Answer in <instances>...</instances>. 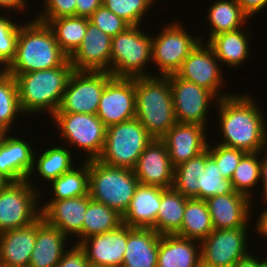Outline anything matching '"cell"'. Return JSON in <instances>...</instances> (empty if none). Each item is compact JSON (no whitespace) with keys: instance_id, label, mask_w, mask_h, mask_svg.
Wrapping results in <instances>:
<instances>
[{"instance_id":"f6af8a7d","label":"cell","mask_w":267,"mask_h":267,"mask_svg":"<svg viewBox=\"0 0 267 267\" xmlns=\"http://www.w3.org/2000/svg\"><path fill=\"white\" fill-rule=\"evenodd\" d=\"M69 249L64 253L56 267H90L85 252L76 244L67 246Z\"/></svg>"},{"instance_id":"ee69618b","label":"cell","mask_w":267,"mask_h":267,"mask_svg":"<svg viewBox=\"0 0 267 267\" xmlns=\"http://www.w3.org/2000/svg\"><path fill=\"white\" fill-rule=\"evenodd\" d=\"M44 9L34 19L47 24L51 19L75 16L76 0H44Z\"/></svg>"},{"instance_id":"3957f363","label":"cell","mask_w":267,"mask_h":267,"mask_svg":"<svg viewBox=\"0 0 267 267\" xmlns=\"http://www.w3.org/2000/svg\"><path fill=\"white\" fill-rule=\"evenodd\" d=\"M74 71L69 58L60 66L47 70L12 75L17 84L23 114L47 113L59 109L67 82Z\"/></svg>"},{"instance_id":"b9f144b4","label":"cell","mask_w":267,"mask_h":267,"mask_svg":"<svg viewBox=\"0 0 267 267\" xmlns=\"http://www.w3.org/2000/svg\"><path fill=\"white\" fill-rule=\"evenodd\" d=\"M207 149L209 150V156L215 161L221 175L230 180L241 158L246 154L242 150L223 146L219 143L211 145L209 142Z\"/></svg>"},{"instance_id":"816d5d0a","label":"cell","mask_w":267,"mask_h":267,"mask_svg":"<svg viewBox=\"0 0 267 267\" xmlns=\"http://www.w3.org/2000/svg\"><path fill=\"white\" fill-rule=\"evenodd\" d=\"M27 5L26 0H0V9L4 8V12L6 10H15L19 13V11H24Z\"/></svg>"},{"instance_id":"9a60e30c","label":"cell","mask_w":267,"mask_h":267,"mask_svg":"<svg viewBox=\"0 0 267 267\" xmlns=\"http://www.w3.org/2000/svg\"><path fill=\"white\" fill-rule=\"evenodd\" d=\"M135 78L112 77L104 88L97 117L106 127L135 118Z\"/></svg>"},{"instance_id":"52a82bcc","label":"cell","mask_w":267,"mask_h":267,"mask_svg":"<svg viewBox=\"0 0 267 267\" xmlns=\"http://www.w3.org/2000/svg\"><path fill=\"white\" fill-rule=\"evenodd\" d=\"M152 140L137 118L109 126L98 160L108 166L133 170L139 156Z\"/></svg>"},{"instance_id":"8d00e7d4","label":"cell","mask_w":267,"mask_h":267,"mask_svg":"<svg viewBox=\"0 0 267 267\" xmlns=\"http://www.w3.org/2000/svg\"><path fill=\"white\" fill-rule=\"evenodd\" d=\"M262 152L246 153L240 160L231 178L233 188L236 192L247 196L253 201L254 189L260 185V155ZM259 182V183H258Z\"/></svg>"},{"instance_id":"5b68a950","label":"cell","mask_w":267,"mask_h":267,"mask_svg":"<svg viewBox=\"0 0 267 267\" xmlns=\"http://www.w3.org/2000/svg\"><path fill=\"white\" fill-rule=\"evenodd\" d=\"M139 181L134 171L108 166L98 159L89 160V195L96 202L123 215Z\"/></svg>"},{"instance_id":"ac0fdd59","label":"cell","mask_w":267,"mask_h":267,"mask_svg":"<svg viewBox=\"0 0 267 267\" xmlns=\"http://www.w3.org/2000/svg\"><path fill=\"white\" fill-rule=\"evenodd\" d=\"M112 38L89 21L78 49L69 57L75 71H106L110 73Z\"/></svg>"},{"instance_id":"d4e9b609","label":"cell","mask_w":267,"mask_h":267,"mask_svg":"<svg viewBox=\"0 0 267 267\" xmlns=\"http://www.w3.org/2000/svg\"><path fill=\"white\" fill-rule=\"evenodd\" d=\"M163 187L140 184L122 215V224L131 228H152L156 223Z\"/></svg>"},{"instance_id":"f546056e","label":"cell","mask_w":267,"mask_h":267,"mask_svg":"<svg viewBox=\"0 0 267 267\" xmlns=\"http://www.w3.org/2000/svg\"><path fill=\"white\" fill-rule=\"evenodd\" d=\"M206 15L211 29L209 38L201 40L207 42L212 36L225 32L235 31L245 27L251 20L240 8L236 0H214Z\"/></svg>"},{"instance_id":"836d02e7","label":"cell","mask_w":267,"mask_h":267,"mask_svg":"<svg viewBox=\"0 0 267 267\" xmlns=\"http://www.w3.org/2000/svg\"><path fill=\"white\" fill-rule=\"evenodd\" d=\"M47 25L52 29L60 49L69 58L82 43L87 30L88 18L59 17L51 19Z\"/></svg>"},{"instance_id":"e575fe53","label":"cell","mask_w":267,"mask_h":267,"mask_svg":"<svg viewBox=\"0 0 267 267\" xmlns=\"http://www.w3.org/2000/svg\"><path fill=\"white\" fill-rule=\"evenodd\" d=\"M80 166L74 168L51 182L53 198L61 200L75 198L89 194V160L82 161Z\"/></svg>"},{"instance_id":"db71d44e","label":"cell","mask_w":267,"mask_h":267,"mask_svg":"<svg viewBox=\"0 0 267 267\" xmlns=\"http://www.w3.org/2000/svg\"><path fill=\"white\" fill-rule=\"evenodd\" d=\"M11 134L7 129H5L3 126L0 125V144L3 143L5 137Z\"/></svg>"},{"instance_id":"f35d334b","label":"cell","mask_w":267,"mask_h":267,"mask_svg":"<svg viewBox=\"0 0 267 267\" xmlns=\"http://www.w3.org/2000/svg\"><path fill=\"white\" fill-rule=\"evenodd\" d=\"M156 0H103V5L130 26H141ZM145 15V16H144Z\"/></svg>"},{"instance_id":"9f6ffc18","label":"cell","mask_w":267,"mask_h":267,"mask_svg":"<svg viewBox=\"0 0 267 267\" xmlns=\"http://www.w3.org/2000/svg\"><path fill=\"white\" fill-rule=\"evenodd\" d=\"M5 72V69L0 68V76Z\"/></svg>"},{"instance_id":"5bb4252c","label":"cell","mask_w":267,"mask_h":267,"mask_svg":"<svg viewBox=\"0 0 267 267\" xmlns=\"http://www.w3.org/2000/svg\"><path fill=\"white\" fill-rule=\"evenodd\" d=\"M212 48L205 42H200L182 62L175 73L179 78L193 82L212 91L219 99L231 94L220 93L222 90L223 70ZM221 88V89H220Z\"/></svg>"},{"instance_id":"4dcf8cb0","label":"cell","mask_w":267,"mask_h":267,"mask_svg":"<svg viewBox=\"0 0 267 267\" xmlns=\"http://www.w3.org/2000/svg\"><path fill=\"white\" fill-rule=\"evenodd\" d=\"M187 199V197L183 196L173 187L164 188L156 223L152 229L159 235L176 234L181 228Z\"/></svg>"},{"instance_id":"4316f807","label":"cell","mask_w":267,"mask_h":267,"mask_svg":"<svg viewBox=\"0 0 267 267\" xmlns=\"http://www.w3.org/2000/svg\"><path fill=\"white\" fill-rule=\"evenodd\" d=\"M201 263V242L177 235H161L157 267H197Z\"/></svg>"},{"instance_id":"30bf717a","label":"cell","mask_w":267,"mask_h":267,"mask_svg":"<svg viewBox=\"0 0 267 267\" xmlns=\"http://www.w3.org/2000/svg\"><path fill=\"white\" fill-rule=\"evenodd\" d=\"M183 23L174 21L161 28L160 33L152 36V64L158 67L159 76L175 74L182 62L203 40L186 32Z\"/></svg>"},{"instance_id":"cb8c5ba5","label":"cell","mask_w":267,"mask_h":267,"mask_svg":"<svg viewBox=\"0 0 267 267\" xmlns=\"http://www.w3.org/2000/svg\"><path fill=\"white\" fill-rule=\"evenodd\" d=\"M36 231L37 221L0 233V266L29 267Z\"/></svg>"},{"instance_id":"d6986e66","label":"cell","mask_w":267,"mask_h":267,"mask_svg":"<svg viewBox=\"0 0 267 267\" xmlns=\"http://www.w3.org/2000/svg\"><path fill=\"white\" fill-rule=\"evenodd\" d=\"M140 184L171 188L174 171L168 150L161 139H153L133 169Z\"/></svg>"},{"instance_id":"f5cc1de1","label":"cell","mask_w":267,"mask_h":267,"mask_svg":"<svg viewBox=\"0 0 267 267\" xmlns=\"http://www.w3.org/2000/svg\"><path fill=\"white\" fill-rule=\"evenodd\" d=\"M11 181L0 172V191L7 187Z\"/></svg>"},{"instance_id":"6da1fadb","label":"cell","mask_w":267,"mask_h":267,"mask_svg":"<svg viewBox=\"0 0 267 267\" xmlns=\"http://www.w3.org/2000/svg\"><path fill=\"white\" fill-rule=\"evenodd\" d=\"M251 94H232L218 101L217 117L221 132L219 144L242 150L259 152L267 142V124ZM220 120V121H219ZM223 139V140H222Z\"/></svg>"},{"instance_id":"c3c4849f","label":"cell","mask_w":267,"mask_h":267,"mask_svg":"<svg viewBox=\"0 0 267 267\" xmlns=\"http://www.w3.org/2000/svg\"><path fill=\"white\" fill-rule=\"evenodd\" d=\"M260 152H265L261 158L260 156V161H261V169H260V181H262V199H267V142L265 146L260 150Z\"/></svg>"},{"instance_id":"7c38bea8","label":"cell","mask_w":267,"mask_h":267,"mask_svg":"<svg viewBox=\"0 0 267 267\" xmlns=\"http://www.w3.org/2000/svg\"><path fill=\"white\" fill-rule=\"evenodd\" d=\"M168 78L177 123L199 124L208 128L209 105H216L219 98L212 91L179 78L176 74L168 75Z\"/></svg>"},{"instance_id":"bcb514c9","label":"cell","mask_w":267,"mask_h":267,"mask_svg":"<svg viewBox=\"0 0 267 267\" xmlns=\"http://www.w3.org/2000/svg\"><path fill=\"white\" fill-rule=\"evenodd\" d=\"M101 5L103 0H76L75 16L89 18Z\"/></svg>"},{"instance_id":"7a4b0ae2","label":"cell","mask_w":267,"mask_h":267,"mask_svg":"<svg viewBox=\"0 0 267 267\" xmlns=\"http://www.w3.org/2000/svg\"><path fill=\"white\" fill-rule=\"evenodd\" d=\"M31 20L20 26L15 57L5 69L8 74L60 67L68 59L60 49L52 29L43 22Z\"/></svg>"},{"instance_id":"f907efd6","label":"cell","mask_w":267,"mask_h":267,"mask_svg":"<svg viewBox=\"0 0 267 267\" xmlns=\"http://www.w3.org/2000/svg\"><path fill=\"white\" fill-rule=\"evenodd\" d=\"M262 202L266 205L267 199H262ZM258 220L256 219V224L254 226L256 231V234H258L262 238L264 237L265 240L267 239V207H264V209L258 214Z\"/></svg>"},{"instance_id":"ffe728a7","label":"cell","mask_w":267,"mask_h":267,"mask_svg":"<svg viewBox=\"0 0 267 267\" xmlns=\"http://www.w3.org/2000/svg\"><path fill=\"white\" fill-rule=\"evenodd\" d=\"M205 130L206 127L199 124L176 123L161 138L174 168L207 150Z\"/></svg>"},{"instance_id":"11a10c76","label":"cell","mask_w":267,"mask_h":267,"mask_svg":"<svg viewBox=\"0 0 267 267\" xmlns=\"http://www.w3.org/2000/svg\"><path fill=\"white\" fill-rule=\"evenodd\" d=\"M197 267H209V266H207V265H205V264H203V263L201 262Z\"/></svg>"},{"instance_id":"44dd1931","label":"cell","mask_w":267,"mask_h":267,"mask_svg":"<svg viewBox=\"0 0 267 267\" xmlns=\"http://www.w3.org/2000/svg\"><path fill=\"white\" fill-rule=\"evenodd\" d=\"M205 201L214 229H235L250 226V217L253 216L251 212L252 201L247 196L238 192H231L209 197Z\"/></svg>"},{"instance_id":"7402d4cb","label":"cell","mask_w":267,"mask_h":267,"mask_svg":"<svg viewBox=\"0 0 267 267\" xmlns=\"http://www.w3.org/2000/svg\"><path fill=\"white\" fill-rule=\"evenodd\" d=\"M18 135H7L0 144V172L11 182L27 180L33 169L34 147Z\"/></svg>"},{"instance_id":"603a6c76","label":"cell","mask_w":267,"mask_h":267,"mask_svg":"<svg viewBox=\"0 0 267 267\" xmlns=\"http://www.w3.org/2000/svg\"><path fill=\"white\" fill-rule=\"evenodd\" d=\"M67 238L60 229L40 217L37 220L36 241L29 267H56L68 250Z\"/></svg>"},{"instance_id":"d6a6232c","label":"cell","mask_w":267,"mask_h":267,"mask_svg":"<svg viewBox=\"0 0 267 267\" xmlns=\"http://www.w3.org/2000/svg\"><path fill=\"white\" fill-rule=\"evenodd\" d=\"M209 150L175 167L173 188L187 198L201 199L205 161Z\"/></svg>"},{"instance_id":"7bdbcfd3","label":"cell","mask_w":267,"mask_h":267,"mask_svg":"<svg viewBox=\"0 0 267 267\" xmlns=\"http://www.w3.org/2000/svg\"><path fill=\"white\" fill-rule=\"evenodd\" d=\"M89 21L111 38L130 26L126 21L111 12L104 5H101L89 17Z\"/></svg>"},{"instance_id":"681fc988","label":"cell","mask_w":267,"mask_h":267,"mask_svg":"<svg viewBox=\"0 0 267 267\" xmlns=\"http://www.w3.org/2000/svg\"><path fill=\"white\" fill-rule=\"evenodd\" d=\"M263 260L254 256V253H249L244 258L236 262L232 267H267V255ZM265 259V260H264Z\"/></svg>"},{"instance_id":"74e56055","label":"cell","mask_w":267,"mask_h":267,"mask_svg":"<svg viewBox=\"0 0 267 267\" xmlns=\"http://www.w3.org/2000/svg\"><path fill=\"white\" fill-rule=\"evenodd\" d=\"M19 114L25 116L20 108L16 80L4 72L0 76V125L11 133Z\"/></svg>"},{"instance_id":"4fadbf2b","label":"cell","mask_w":267,"mask_h":267,"mask_svg":"<svg viewBox=\"0 0 267 267\" xmlns=\"http://www.w3.org/2000/svg\"><path fill=\"white\" fill-rule=\"evenodd\" d=\"M248 229H214L201 241V262L209 267H232L250 253Z\"/></svg>"},{"instance_id":"9c48e42d","label":"cell","mask_w":267,"mask_h":267,"mask_svg":"<svg viewBox=\"0 0 267 267\" xmlns=\"http://www.w3.org/2000/svg\"><path fill=\"white\" fill-rule=\"evenodd\" d=\"M41 192L27 180L11 182L0 191V233L31 225L41 217Z\"/></svg>"},{"instance_id":"8992f818","label":"cell","mask_w":267,"mask_h":267,"mask_svg":"<svg viewBox=\"0 0 267 267\" xmlns=\"http://www.w3.org/2000/svg\"><path fill=\"white\" fill-rule=\"evenodd\" d=\"M140 27V25L129 26L112 37L110 74L113 77L135 78L158 75L150 73V70L147 72L148 63H152V35Z\"/></svg>"},{"instance_id":"e0dca14e","label":"cell","mask_w":267,"mask_h":267,"mask_svg":"<svg viewBox=\"0 0 267 267\" xmlns=\"http://www.w3.org/2000/svg\"><path fill=\"white\" fill-rule=\"evenodd\" d=\"M90 195L75 198L48 200L41 204V217L50 225L60 229L68 238L75 235L76 245L82 241V226ZM80 237V238H78Z\"/></svg>"},{"instance_id":"2e32d148","label":"cell","mask_w":267,"mask_h":267,"mask_svg":"<svg viewBox=\"0 0 267 267\" xmlns=\"http://www.w3.org/2000/svg\"><path fill=\"white\" fill-rule=\"evenodd\" d=\"M78 246L85 252L90 267H121L127 246V225L92 235Z\"/></svg>"},{"instance_id":"83f0119b","label":"cell","mask_w":267,"mask_h":267,"mask_svg":"<svg viewBox=\"0 0 267 267\" xmlns=\"http://www.w3.org/2000/svg\"><path fill=\"white\" fill-rule=\"evenodd\" d=\"M52 146V147H51ZM50 148L42 151L41 154L37 157L34 152V160H33V169L28 177L27 181L29 184L34 187L36 190L41 192V198H43L42 189L37 187V183L34 181V175L37 174V177H42L45 182L51 183L53 180L61 176L62 174L72 170L75 166L74 157L72 158V151H69L66 145L62 147L57 145H51ZM66 147V148H64ZM37 171L36 173L34 171ZM33 179V180H32Z\"/></svg>"},{"instance_id":"d590c367","label":"cell","mask_w":267,"mask_h":267,"mask_svg":"<svg viewBox=\"0 0 267 267\" xmlns=\"http://www.w3.org/2000/svg\"><path fill=\"white\" fill-rule=\"evenodd\" d=\"M122 224V215L116 210L91 199L84 216L82 240L92 235L117 229Z\"/></svg>"},{"instance_id":"1f68e13d","label":"cell","mask_w":267,"mask_h":267,"mask_svg":"<svg viewBox=\"0 0 267 267\" xmlns=\"http://www.w3.org/2000/svg\"><path fill=\"white\" fill-rule=\"evenodd\" d=\"M214 230L205 200L188 198L184 217L177 236L202 241Z\"/></svg>"},{"instance_id":"7dc6e473","label":"cell","mask_w":267,"mask_h":267,"mask_svg":"<svg viewBox=\"0 0 267 267\" xmlns=\"http://www.w3.org/2000/svg\"><path fill=\"white\" fill-rule=\"evenodd\" d=\"M243 12L251 18L256 13L265 10L267 0H236Z\"/></svg>"},{"instance_id":"ba28073f","label":"cell","mask_w":267,"mask_h":267,"mask_svg":"<svg viewBox=\"0 0 267 267\" xmlns=\"http://www.w3.org/2000/svg\"><path fill=\"white\" fill-rule=\"evenodd\" d=\"M50 120L55 122L64 142L85 151L86 161L101 155L107 127L96 114L55 113Z\"/></svg>"},{"instance_id":"60d3db41","label":"cell","mask_w":267,"mask_h":267,"mask_svg":"<svg viewBox=\"0 0 267 267\" xmlns=\"http://www.w3.org/2000/svg\"><path fill=\"white\" fill-rule=\"evenodd\" d=\"M0 15V67L6 69L16 53L18 33L21 23Z\"/></svg>"},{"instance_id":"277c9868","label":"cell","mask_w":267,"mask_h":267,"mask_svg":"<svg viewBox=\"0 0 267 267\" xmlns=\"http://www.w3.org/2000/svg\"><path fill=\"white\" fill-rule=\"evenodd\" d=\"M136 114L153 139H161L177 123L168 76L135 77Z\"/></svg>"},{"instance_id":"8fae6325","label":"cell","mask_w":267,"mask_h":267,"mask_svg":"<svg viewBox=\"0 0 267 267\" xmlns=\"http://www.w3.org/2000/svg\"><path fill=\"white\" fill-rule=\"evenodd\" d=\"M113 76L106 71H73L59 109L55 113L96 114L106 83Z\"/></svg>"},{"instance_id":"484cf974","label":"cell","mask_w":267,"mask_h":267,"mask_svg":"<svg viewBox=\"0 0 267 267\" xmlns=\"http://www.w3.org/2000/svg\"><path fill=\"white\" fill-rule=\"evenodd\" d=\"M160 236L152 228L127 226V246L121 267H157Z\"/></svg>"},{"instance_id":"ab89813d","label":"cell","mask_w":267,"mask_h":267,"mask_svg":"<svg viewBox=\"0 0 267 267\" xmlns=\"http://www.w3.org/2000/svg\"><path fill=\"white\" fill-rule=\"evenodd\" d=\"M236 192L232 181L221 175L215 161L209 156L205 161L201 199Z\"/></svg>"},{"instance_id":"f1b7e54d","label":"cell","mask_w":267,"mask_h":267,"mask_svg":"<svg viewBox=\"0 0 267 267\" xmlns=\"http://www.w3.org/2000/svg\"><path fill=\"white\" fill-rule=\"evenodd\" d=\"M243 29L214 35L207 41L221 65L238 69L249 58L251 31Z\"/></svg>"}]
</instances>
